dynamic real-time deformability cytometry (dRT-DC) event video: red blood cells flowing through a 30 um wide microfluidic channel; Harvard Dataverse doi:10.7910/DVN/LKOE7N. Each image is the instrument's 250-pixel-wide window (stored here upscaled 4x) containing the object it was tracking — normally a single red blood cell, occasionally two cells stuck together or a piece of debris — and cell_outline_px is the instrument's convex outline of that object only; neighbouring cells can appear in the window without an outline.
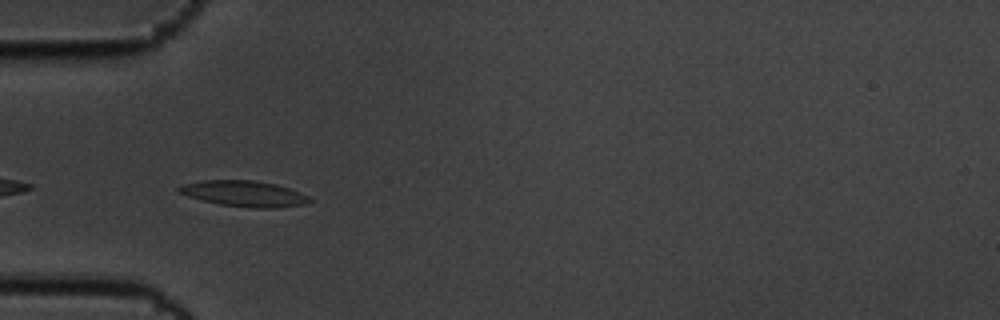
{"species": "common noctule bat (a hibernating species)", "species_latin": "Nyctalus noctula", "temperature_condition": "cold", "stored_images_in_passage": 41, "camera_frame_rate_fps": 3000, "um_per_image_px": 0.085, "animal": {"sex": "male", "body_mass_g": 19.5, "forearm_length_mm": 54.6}, "frame": {"image": 1, "passage_image": 1, "time_ms": 0.0, "image_size_px": [1000, 320], "cell_outline_px": [[312, 200], [304, 204], [276, 208], [252, 208], [220, 204], [188, 196], [176, 192], [176, 188], [180, 184], [204, 180], [252, 180], [276, 184], [300, 192], [308, 196]], "centroid_in_image_um": [20.71, 16.45], "position_along_channel_um": 64.3, "area_um2": 19.65}}
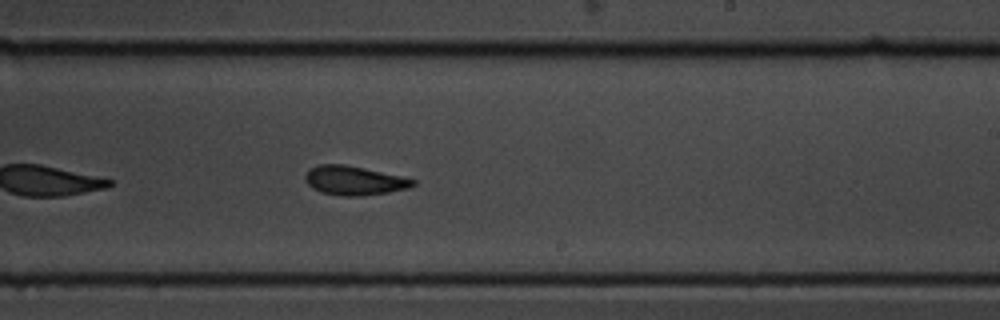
{"frame": {"image": 2, "passage_image": 18, "time_ms": 5.667, "image_size_px": [1000, 320], "cell_outline_px": [[416, 184], [408, 188], [388, 192], [364, 196], [340, 196], [320, 192], [312, 188], [304, 180], [304, 176], [316, 164], [344, 164], [404, 176], [416, 180]], "centroid_in_image_um": [30.11, 15.35], "position_along_channel_um": 258.9, "area_um2": 18.44}}
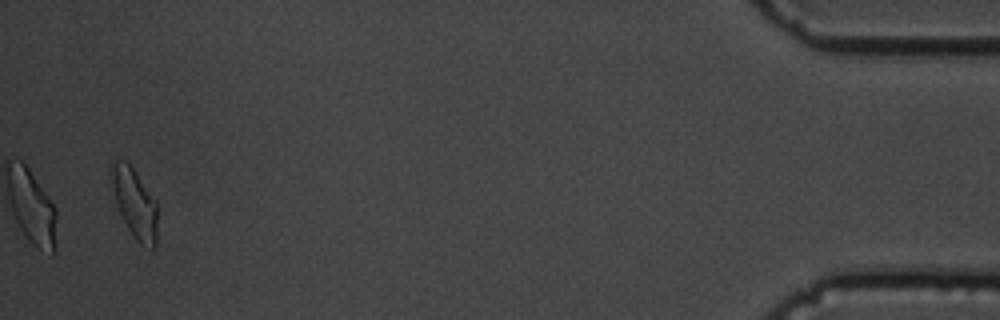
{"frame": {"image": 3, "passage_image": 39, "time_ms": 12.667, "image_size_px": [1000, 320], "cell_outline_px": [[156, 244], [152, 248], [140, 244], [136, 240], [128, 228], [120, 212], [108, 176], [108, 168], [112, 160], [128, 160], [156, 200]], "centroid_in_image_um": [11.4, 17.16], "position_along_channel_um": 423.8, "area_um2": 18.84}, "authors_computed_cell_mechanics": {"area_um2": 18.207, "velocity_mm_per_s": 3.4655, "shape_relaxation_time_tau1_ms": 3.85, "shape_relaxation_time_tau2_ms": 3.3079, "deformation_change_tau1": 0.1289, "deformation_change_tau2": 0.1125}}